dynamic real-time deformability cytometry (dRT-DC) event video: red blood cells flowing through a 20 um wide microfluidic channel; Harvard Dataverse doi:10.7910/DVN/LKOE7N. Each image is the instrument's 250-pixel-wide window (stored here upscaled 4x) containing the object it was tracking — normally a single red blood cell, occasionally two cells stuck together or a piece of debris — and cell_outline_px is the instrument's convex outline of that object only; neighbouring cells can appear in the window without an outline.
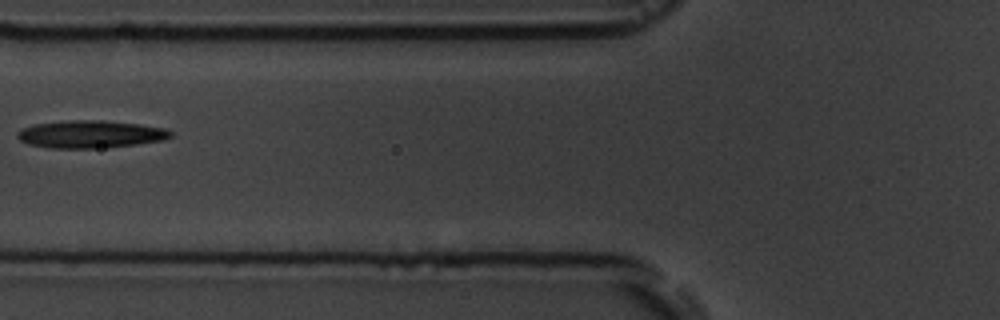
{"species": "common noctule bat (a hibernating species)", "species_latin": "Nyctalus noctula", "temperature_condition": "room temperature", "stored_images_in_passage": 6, "camera_frame_rate_fps": 3000, "um_per_image_px": 0.085, "animal": {"sex": "male", "body_mass_g": 19.5, "forearm_length_mm": 54.6}, "frame": {"image": 1, "passage_image": 6, "time_ms": 6.667, "image_size_px": [1000, 320], "cell_outline_px": [[172, 136], [164, 140], [136, 144], [100, 148], [48, 148], [28, 144], [20, 140], [16, 136], [16, 132], [20, 128], [32, 124], [68, 120], [104, 120], [140, 124], [164, 128], [172, 132]], "centroid_in_image_um": [7.64, 11.4], "position_along_channel_um": 118.2, "area_um2": 24.85}}